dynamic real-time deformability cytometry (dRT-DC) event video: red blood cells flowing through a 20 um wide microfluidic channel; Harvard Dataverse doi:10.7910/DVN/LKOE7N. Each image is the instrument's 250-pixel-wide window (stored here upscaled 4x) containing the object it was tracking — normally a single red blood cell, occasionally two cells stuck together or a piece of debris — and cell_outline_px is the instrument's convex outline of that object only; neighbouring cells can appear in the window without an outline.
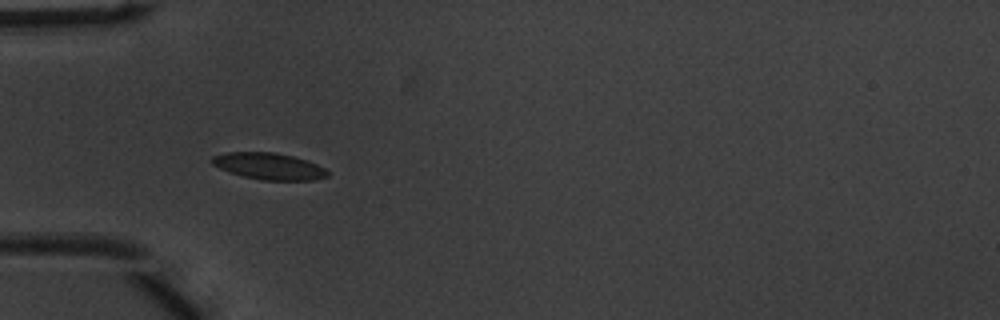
{"species": "common noctule bat (a hibernating species)", "species_latin": "Nyctalus noctula", "temperature_condition": "warm", "stored_images_in_passage": 31, "camera_frame_rate_fps": 3000, "um_per_image_px": 0.085, "animal": {"sex": "male", "body_mass_g": 20.1, "forearm_length_mm": 53.5}, "frame": {"image": 1, "passage_image": 1, "time_ms": 0.0, "image_size_px": [1000, 320], "cell_outline_px": [[328, 176], [316, 180], [260, 180], [228, 172], [212, 164], [212, 156], [228, 152], [276, 152], [308, 160], [324, 168], [328, 172]], "centroid_in_image_um": [22.87, 14.13], "position_along_channel_um": 62.1, "area_um2": 17.92}}
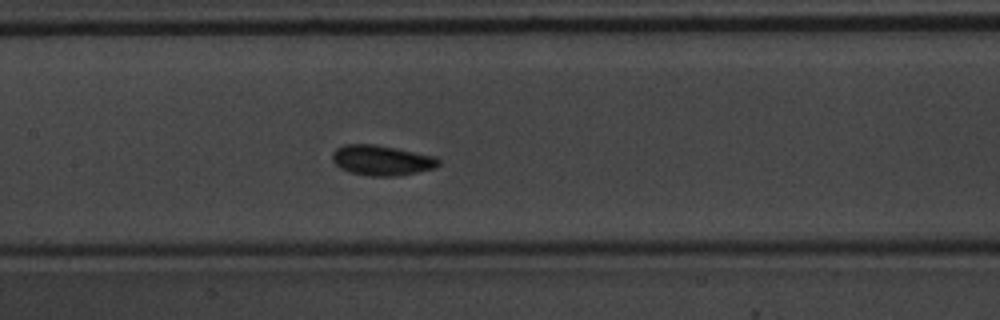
{"frame": {"image": 2, "passage_image": 10, "time_ms": 3.0, "image_size_px": [1000, 320], "cell_outline_px": [[440, 164], [436, 168], [400, 176], [368, 176], [348, 172], [340, 168], [332, 160], [332, 152], [336, 148], [344, 144], [376, 144], [436, 156], [440, 160]], "centroid_in_image_um": [32.45, 13.63], "position_along_channel_um": 174.9, "area_um2": 19.02}}
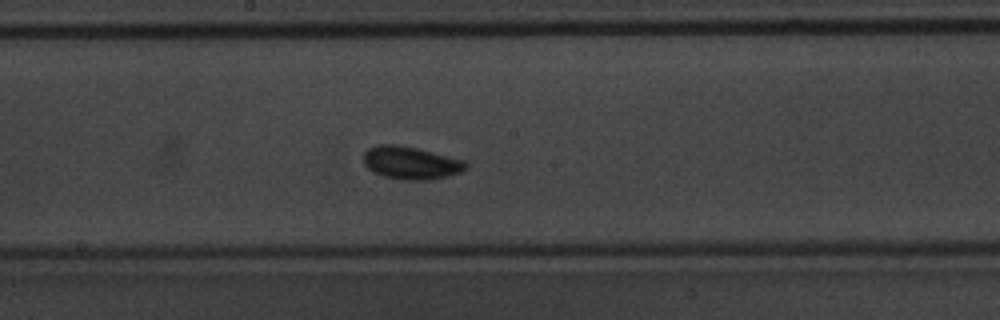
{"frame": {"image": 3, "passage_image": 13, "time_ms": 4.0, "image_size_px": [1000, 320], "cell_outline_px": [[468, 168], [460, 172], [448, 176], [428, 180], [408, 180], [384, 176], [372, 172], [364, 164], [364, 152], [368, 148], [380, 144], [396, 144], [416, 148], [464, 160], [468, 164]], "centroid_in_image_um": [34.92, 13.84], "position_along_channel_um": 213.3, "area_um2": 19.48}}